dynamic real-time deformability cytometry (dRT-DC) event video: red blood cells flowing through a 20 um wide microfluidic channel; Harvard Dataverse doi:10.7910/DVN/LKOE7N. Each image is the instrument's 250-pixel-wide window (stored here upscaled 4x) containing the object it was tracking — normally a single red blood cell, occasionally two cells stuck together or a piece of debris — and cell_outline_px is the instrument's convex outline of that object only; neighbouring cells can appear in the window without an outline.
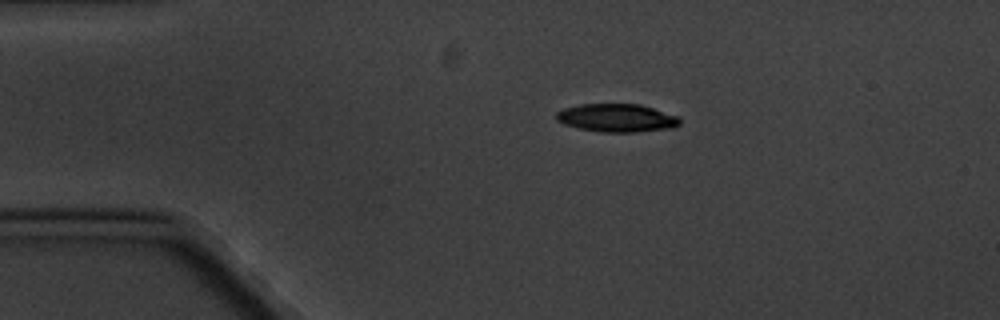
{"species": "common noctule bat (a hibernating species)", "species_latin": "Nyctalus noctula", "temperature_condition": "cold", "stored_images_in_passage": 5, "camera_frame_rate_fps": 3000, "um_per_image_px": 0.085, "animal": {"sex": "male", "body_mass_g": 20.1, "forearm_length_mm": 53.5}, "frame": {"image": 1, "passage_image": 1, "time_ms": 0.0, "image_size_px": [1000, 320], "cell_outline_px": [[680, 124], [672, 128], [636, 132], [604, 132], [580, 128], [564, 124], [556, 120], [556, 112], [564, 108], [580, 104], [640, 104], [680, 116]], "centroid_in_image_um": [52.45, 10.02], "position_along_channel_um": 32.5, "area_um2": 20.29}}
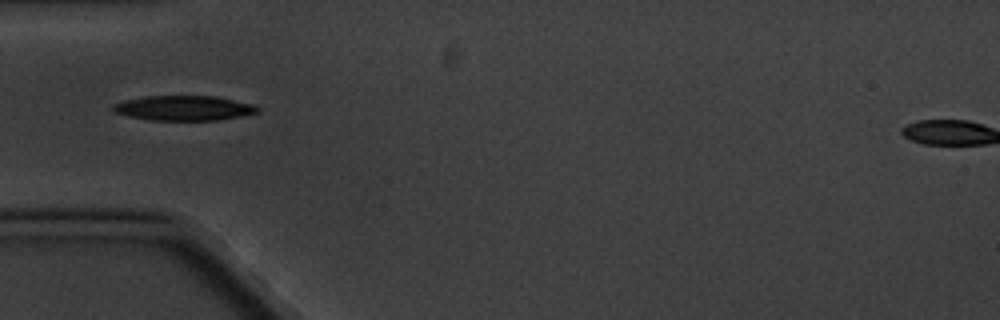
{"frame": {"image": 2, "passage_image": 3, "time_ms": 2.333, "image_size_px": [1000, 320], "cell_outline_px": [[260, 112], [244, 116], [220, 120], [152, 120], [128, 116], [116, 112], [112, 108], [112, 104], [124, 100], [144, 96], [212, 96], [252, 104], [260, 108]], "centroid_in_image_um": [15.64, 9.19], "position_along_channel_um": 69.4, "area_um2": 20.92}}